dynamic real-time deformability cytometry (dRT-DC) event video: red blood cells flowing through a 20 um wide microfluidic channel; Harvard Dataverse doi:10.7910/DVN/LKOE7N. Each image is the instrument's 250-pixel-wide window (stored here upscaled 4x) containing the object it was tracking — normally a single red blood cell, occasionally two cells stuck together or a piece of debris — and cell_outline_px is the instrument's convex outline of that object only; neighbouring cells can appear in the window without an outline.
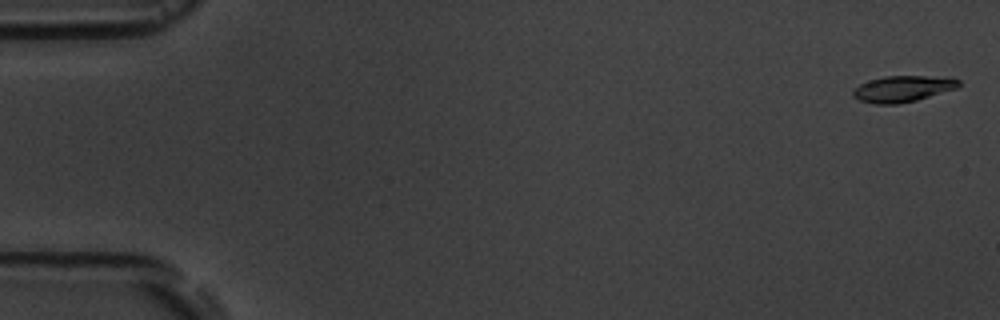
{"species": "common noctule bat (a hibernating species)", "species_latin": "Nyctalus noctula", "temperature_condition": "room temperature", "stored_images_in_passage": 6, "camera_frame_rate_fps": 3000, "um_per_image_px": 0.085, "animal": {"sex": "male", "body_mass_g": 19.5, "forearm_length_mm": 54.6}, "frame": {"image": 1, "passage_image": 1, "time_ms": 0.0, "image_size_px": [1000, 320], "cell_outline_px": [[960, 84], [956, 88], [916, 100], [896, 104], [876, 104], [860, 100], [852, 96], [852, 92], [860, 84], [884, 76], [924, 76], [960, 80]], "centroid_in_image_um": [76.68, 7.56], "position_along_channel_um": 8.3, "area_um2": 15.66}}
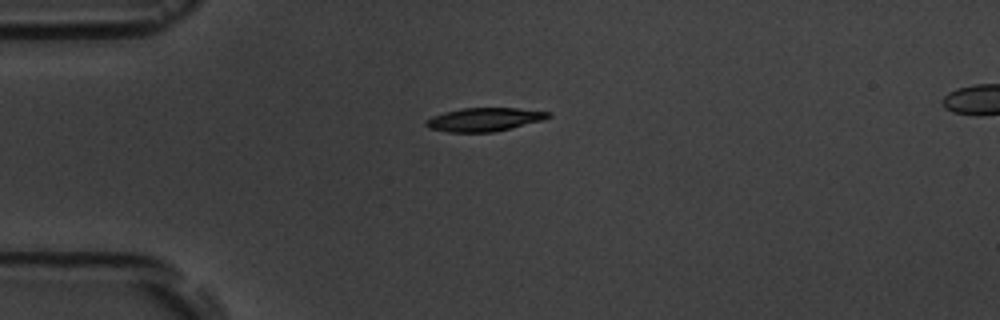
{"frame": {"image": 2, "passage_image": 4, "time_ms": 4.333, "image_size_px": [1000, 320], "cell_outline_px": [[552, 116], [544, 120], [492, 132], [448, 132], [428, 128], [424, 124], [424, 120], [432, 116], [444, 112], [460, 108], [516, 108], [552, 112]], "centroid_in_image_um": [41.14, 10.15], "position_along_channel_um": 43.9, "area_um2": 16.82}}
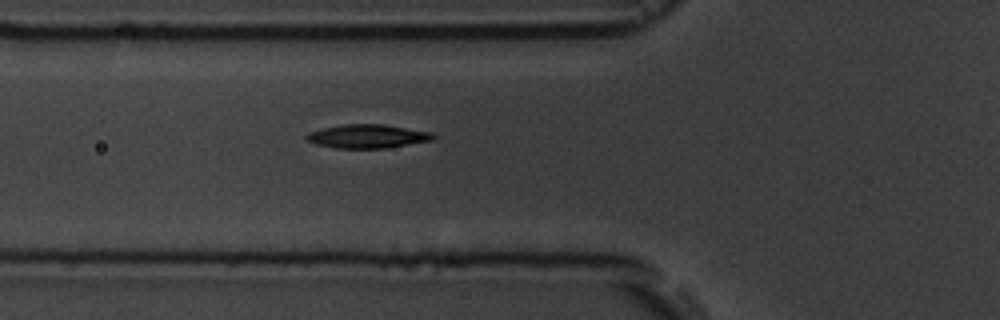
{"frame": {"image": 3, "passage_image": 6, "time_ms": 6.333, "image_size_px": [1000, 320], "cell_outline_px": [[436, 136], [432, 140], [388, 148], [336, 148], [316, 144], [308, 140], [304, 136], [308, 132], [324, 128], [344, 124], [384, 124], [432, 132]], "centroid_in_image_um": [31.25, 11.58], "position_along_channel_um": 94.5, "area_um2": 17.46}}